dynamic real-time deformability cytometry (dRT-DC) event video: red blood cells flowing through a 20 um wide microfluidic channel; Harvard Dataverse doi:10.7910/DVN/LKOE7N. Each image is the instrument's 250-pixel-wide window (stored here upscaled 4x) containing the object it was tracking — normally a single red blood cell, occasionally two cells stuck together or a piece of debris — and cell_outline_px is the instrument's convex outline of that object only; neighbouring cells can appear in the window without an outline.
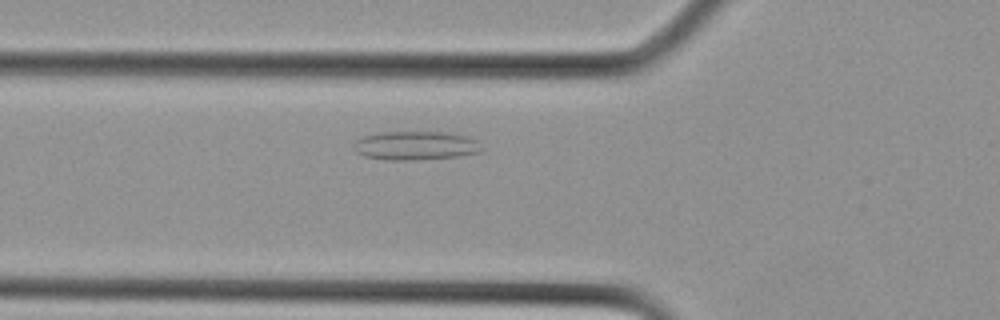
{"species": "Egyptian fruit bat (a non-hibernating species)", "species_latin": "Rousettus aegyptiacus", "temperature_condition": "cold", "stored_images_in_passage": 17, "camera_frame_rate_fps": 3000, "um_per_image_px": 0.085, "animal": {"sex": "female"}, "frame": {"image": 1, "passage_image": 6, "time_ms": 1.667, "image_size_px": [1000, 320], "cell_outline_px": [[484, 152], [456, 156], [408, 160], [384, 160], [364, 156], [356, 152], [352, 144], [356, 140], [364, 136], [384, 132], [440, 132], [468, 136], [476, 140]], "centroid_in_image_um": [35.3, 12.38], "position_along_channel_um": 90.5, "area_um2": 21.33}}
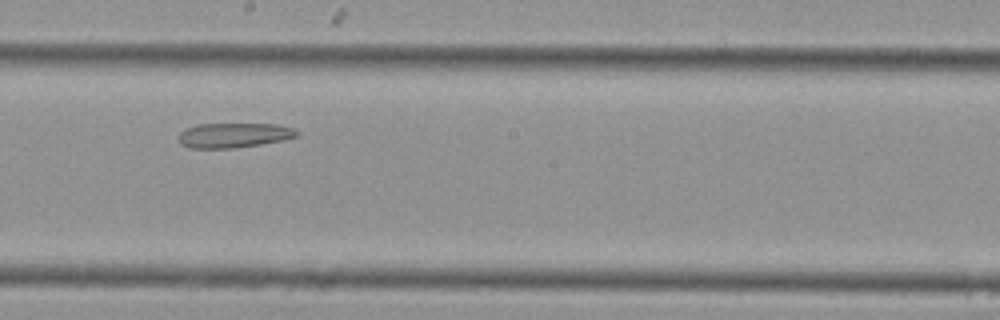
{"frame": {"image": 2, "passage_image": 12, "time_ms": 3.667, "image_size_px": [1000, 320], "cell_outline_px": [[300, 136], [284, 140], [236, 148], [188, 148], [180, 144], [180, 132], [196, 124], [276, 124], [292, 128], [300, 132]], "centroid_in_image_um": [19.91, 11.5], "position_along_channel_um": 228.3, "area_um2": 17.11}}
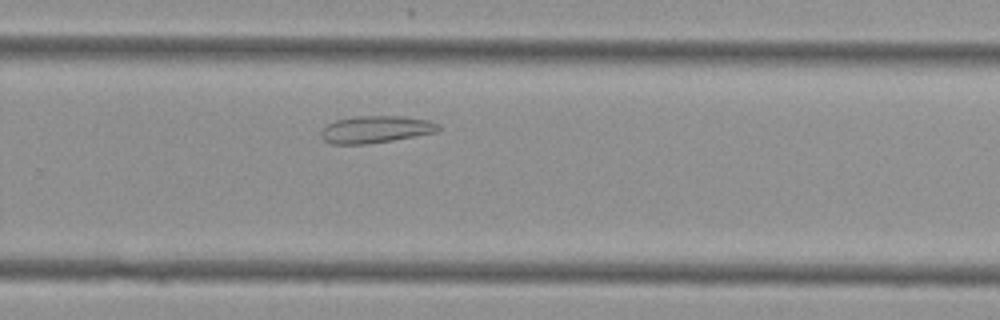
{"frame": {"image": 3, "passage_image": 15, "time_ms": 4.667, "image_size_px": [1000, 320], "cell_outline_px": [[440, 128], [436, 132], [392, 140], [368, 144], [332, 144], [324, 140], [320, 136], [320, 132], [328, 124], [336, 120], [356, 116], [400, 116], [428, 120], [440, 124]], "centroid_in_image_um": [31.92, 11.0], "position_along_channel_um": 297.9, "area_um2": 18.44}}